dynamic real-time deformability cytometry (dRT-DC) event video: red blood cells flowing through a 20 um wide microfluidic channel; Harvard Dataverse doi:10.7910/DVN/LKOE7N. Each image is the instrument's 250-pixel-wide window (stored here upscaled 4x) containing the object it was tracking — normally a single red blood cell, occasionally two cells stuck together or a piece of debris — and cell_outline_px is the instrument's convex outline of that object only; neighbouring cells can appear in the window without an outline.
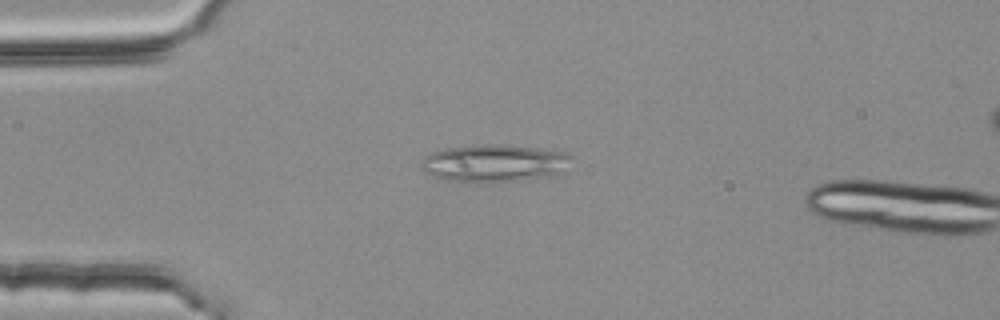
{"species": "common noctule bat (a hibernating species)", "species_latin": "Nyctalus noctula", "temperature_condition": "room temperature", "stored_images_in_passage": 5, "camera_frame_rate_fps": 3000, "um_per_image_px": 0.085, "animal": {"sex": "female", "body_mass_g": 25.1}, "frame": {"image": 1, "passage_image": 4, "time_ms": 1.0, "image_size_px": [1000, 320], "cell_outline_px": [[572, 156], [564, 172], [544, 176], [516, 180], [484, 184], [444, 180], [424, 172], [420, 168], [420, 160], [424, 156], [432, 152], [448, 148], [476, 144], [496, 144], [540, 148], [560, 152]], "centroid_in_image_um": [41.92, 13.88], "position_along_channel_um": 43.1, "area_um2": 33.06}}